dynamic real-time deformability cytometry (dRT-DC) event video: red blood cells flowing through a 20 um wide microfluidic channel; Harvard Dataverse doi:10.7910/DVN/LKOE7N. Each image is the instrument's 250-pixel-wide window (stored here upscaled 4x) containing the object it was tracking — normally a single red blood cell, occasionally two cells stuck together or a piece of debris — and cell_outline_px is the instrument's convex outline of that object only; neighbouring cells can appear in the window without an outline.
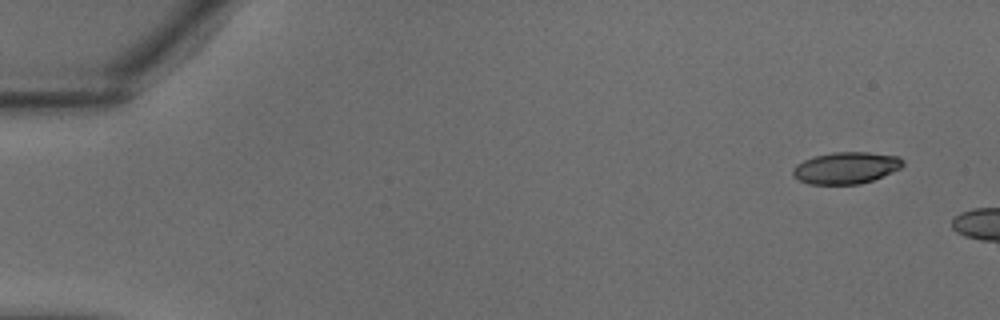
{"species": "common noctule bat (a hibernating species)", "species_latin": "Nyctalus noctula", "temperature_condition": "warm", "stored_images_in_passage": 4, "camera_frame_rate_fps": 3000, "um_per_image_px": 0.085, "animal": {"sex": "male", "body_mass_g": 18.8}, "frame": {"image": 1, "passage_image": 1, "time_ms": 0.0, "image_size_px": [1000, 320], "cell_outline_px": [[904, 164], [900, 168], [872, 180], [860, 184], [808, 184], [792, 176], [792, 168], [796, 164], [804, 160], [816, 156], [832, 152], [868, 152], [900, 156], [904, 160]], "centroid_in_image_um": [71.9, 14.26], "position_along_channel_um": 13.1, "area_um2": 20.35}}